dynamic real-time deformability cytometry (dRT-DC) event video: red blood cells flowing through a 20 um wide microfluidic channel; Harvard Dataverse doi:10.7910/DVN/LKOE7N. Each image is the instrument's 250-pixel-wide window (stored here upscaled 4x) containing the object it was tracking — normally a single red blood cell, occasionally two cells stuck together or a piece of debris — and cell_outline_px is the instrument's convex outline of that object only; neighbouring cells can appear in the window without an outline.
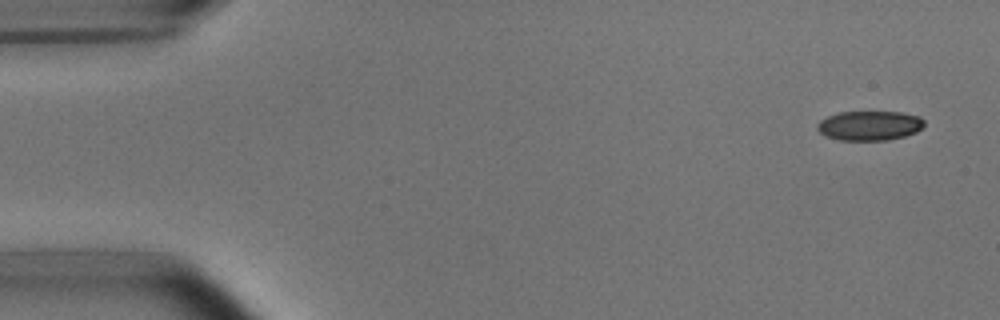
{"species": "common noctule bat (a hibernating species)", "species_latin": "Nyctalus noctula", "temperature_condition": "room temperature", "stored_images_in_passage": 6, "segment_of_instrument_passage": [2, 2], "camera_frame_rate_fps": 3000, "um_per_image_px": 0.085, "animal": {"sex": "male", "body_mass_g": 15.6}, "frame": {"image": 1, "passage_image": 6, "time_ms": 1.667, "image_size_px": [1000, 320], "cell_outline_px": [[924, 124], [916, 132], [904, 136], [888, 140], [840, 140], [824, 136], [816, 128], [816, 124], [820, 120], [828, 116], [840, 112], [900, 112], [920, 116], [924, 120]], "centroid_in_image_um": [73.89, 10.68], "position_along_channel_um": 11.1, "area_um2": 18.44}}